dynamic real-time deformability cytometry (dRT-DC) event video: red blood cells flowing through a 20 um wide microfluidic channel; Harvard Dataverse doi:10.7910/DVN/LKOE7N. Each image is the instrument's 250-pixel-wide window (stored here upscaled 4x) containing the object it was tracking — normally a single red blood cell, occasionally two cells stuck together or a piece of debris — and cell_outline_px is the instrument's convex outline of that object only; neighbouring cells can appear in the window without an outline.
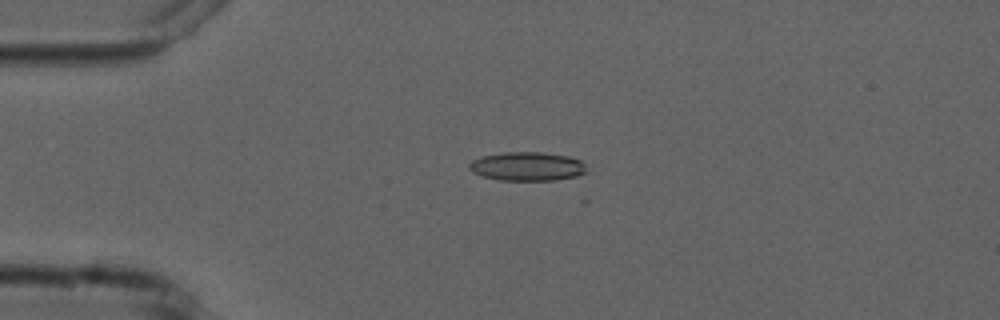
{"species": "common noctule bat (a hibernating species)", "species_latin": "Nyctalus noctula", "temperature_condition": "cold", "stored_images_in_passage": 4, "camera_frame_rate_fps": 3000, "um_per_image_px": 0.085, "animal": {"sex": "male", "forearm_length_mm": 52.5}, "frame": {"image": 1, "passage_image": 3, "time_ms": 2.333, "image_size_px": [1000, 320], "cell_outline_px": [[588, 172], [576, 176], [556, 180], [500, 180], [480, 176], [472, 172], [468, 168], [468, 164], [472, 160], [484, 156], [508, 152], [544, 152], [568, 156], [580, 160], [584, 164]], "centroid_in_image_um": [44.81, 14.15], "position_along_channel_um": 40.2, "area_um2": 19.77}}